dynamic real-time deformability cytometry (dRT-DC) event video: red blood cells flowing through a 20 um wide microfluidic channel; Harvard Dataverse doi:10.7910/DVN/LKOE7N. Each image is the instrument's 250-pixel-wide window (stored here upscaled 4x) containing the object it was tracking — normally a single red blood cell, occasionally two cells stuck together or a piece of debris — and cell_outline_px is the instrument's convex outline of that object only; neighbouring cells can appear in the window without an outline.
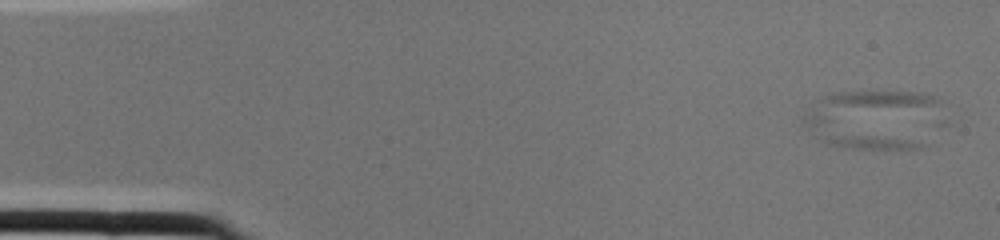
{"species": "common noctule bat (a hibernating species)", "species_latin": "Nyctalus noctula", "temperature_condition": "cold", "stored_images_in_passage": 2, "camera_frame_rate_fps": 3000, "um_per_image_px": 0.085, "animal": {"sex": "female", "body_mass_g": 22.0, "forearm_length_mm": 56.7}, "frame": {"image": 1, "passage_image": 1, "time_ms": 0.0, "image_size_px": [1000, 240], "cell_outline_px": [[940, 104], [924, 144], [920, 148], [844, 148], [828, 144], [820, 140], [800, 124], [800, 116], [816, 100], [824, 96], [836, 92], [924, 92], [936, 96], [940, 100]], "centroid_in_image_um": [74.14, 10.13], "position_along_channel_um": 10.9, "area_um2": 48.21}}